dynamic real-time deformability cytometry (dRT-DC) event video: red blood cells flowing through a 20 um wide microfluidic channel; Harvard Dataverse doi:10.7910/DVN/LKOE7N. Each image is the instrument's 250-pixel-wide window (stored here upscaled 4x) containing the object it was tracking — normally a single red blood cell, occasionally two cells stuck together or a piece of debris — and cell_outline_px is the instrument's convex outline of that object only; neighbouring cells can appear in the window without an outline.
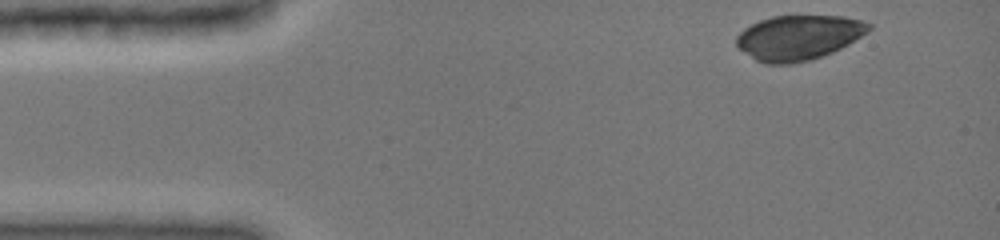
{"species": "common noctule bat (a hibernating species)", "species_latin": "Nyctalus noctula", "temperature_condition": "cold", "stored_images_in_passage": 44, "camera_frame_rate_fps": 3000, "um_per_image_px": 0.085, "animal": {"sex": "female", "body_mass_g": 19.0, "forearm_length_mm": 51.5}, "frame": {"image": 1, "passage_image": 1, "time_ms": 0.0, "image_size_px": [1000, 240], "cell_outline_px": [[872, 28], [868, 32], [848, 44], [832, 52], [808, 60], [792, 64], [764, 64], [756, 60], [740, 48], [736, 44], [736, 36], [744, 28], [760, 20], [772, 16], [844, 16], [860, 20], [872, 24]], "centroid_in_image_um": [67.88, 3.18], "position_along_channel_um": 17.1, "area_um2": 34.39}}